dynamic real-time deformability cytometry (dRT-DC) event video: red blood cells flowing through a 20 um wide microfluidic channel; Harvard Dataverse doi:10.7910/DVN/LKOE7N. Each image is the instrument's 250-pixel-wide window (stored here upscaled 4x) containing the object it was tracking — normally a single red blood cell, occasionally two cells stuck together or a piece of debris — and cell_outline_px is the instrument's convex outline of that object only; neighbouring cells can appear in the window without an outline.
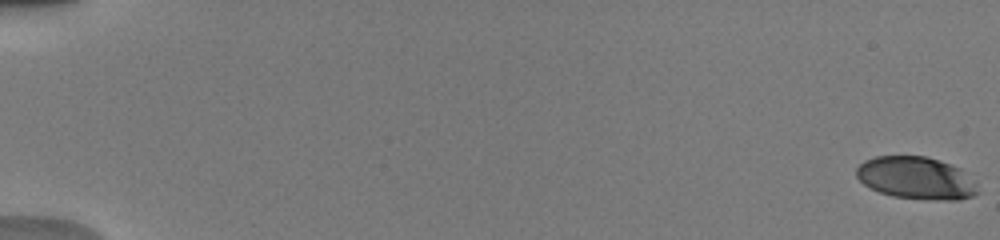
{"species": "human", "species_latin": "Homo sapiens", "temperature_condition": "warm", "stored_images_in_passage": 19, "camera_frame_rate_fps": 3000, "um_per_image_px": 0.085, "donor": {"sex": "male"}, "frame": {"image": 1, "passage_image": 1, "time_ms": 0.0, "image_size_px": [1000, 240], "cell_outline_px": [[980, 192], [972, 196], [960, 200], [928, 200], [892, 196], [880, 192], [864, 184], [856, 176], [856, 168], [864, 160], [876, 156], [924, 156], [948, 164], [956, 168], [976, 184]], "centroid_in_image_um": [77.83, 15.15], "position_along_channel_um": 7.2, "area_um2": 29.59}}
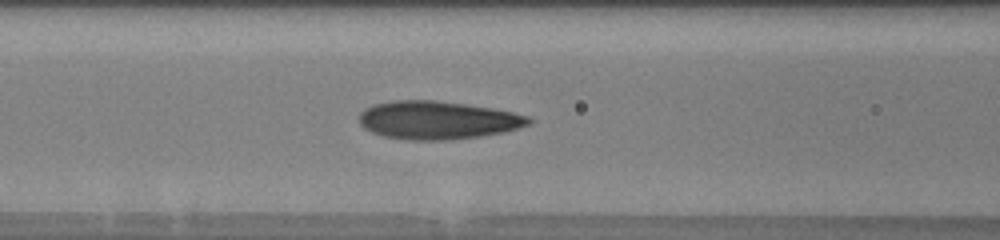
{"frame": {"image": 2, "passage_image": 12, "time_ms": 8.0, "image_size_px": [1000, 240], "cell_outline_px": [[532, 124], [504, 132], [480, 136], [448, 140], [408, 140], [384, 136], [372, 132], [364, 128], [360, 124], [360, 112], [364, 108], [372, 104], [392, 100], [436, 100], [468, 104], [492, 108], [512, 112], [528, 116], [532, 120]], "centroid_in_image_um": [37.19, 10.2], "position_along_channel_um": 129.4, "area_um2": 37.92}}
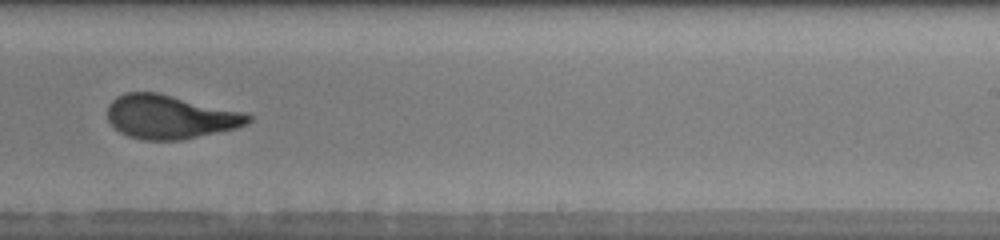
{"frame": {"image": 3, "passage_image": 18, "time_ms": 11.667, "image_size_px": [1000, 240], "cell_outline_px": [[252, 120], [236, 128], [184, 140], [144, 140], [128, 136], [120, 132], [108, 120], [108, 104], [116, 96], [124, 92], [160, 92], [240, 112], [252, 116]], "centroid_in_image_um": [14.41, 9.93], "position_along_channel_um": 274.6, "area_um2": 35.78}}